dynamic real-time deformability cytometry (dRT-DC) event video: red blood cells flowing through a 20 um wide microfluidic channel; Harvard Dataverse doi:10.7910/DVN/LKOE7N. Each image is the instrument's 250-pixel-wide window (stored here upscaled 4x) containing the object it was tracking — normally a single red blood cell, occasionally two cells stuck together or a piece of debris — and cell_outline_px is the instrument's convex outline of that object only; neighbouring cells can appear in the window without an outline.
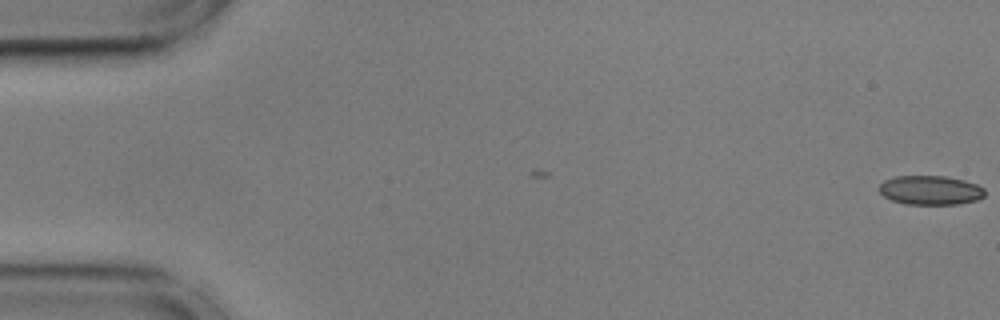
{"species": "common noctule bat (a hibernating species)", "species_latin": "Nyctalus noctula", "temperature_condition": "cold", "stored_images_in_passage": 7, "camera_frame_rate_fps": 3000, "um_per_image_px": 0.085, "animal": {"sex": "male", "body_mass_g": 17.9, "forearm_length_mm": 54.2}, "frame": {"image": 1, "passage_image": 1, "time_ms": 0.0, "image_size_px": [1000, 320], "cell_outline_px": [[984, 196], [976, 200], [960, 204], [904, 204], [892, 200], [884, 196], [880, 192], [880, 184], [884, 180], [896, 176], [948, 176], [964, 180], [976, 184], [984, 188]], "centroid_in_image_um": [79.09, 16.16], "position_along_channel_um": 5.9, "area_um2": 17.98}}